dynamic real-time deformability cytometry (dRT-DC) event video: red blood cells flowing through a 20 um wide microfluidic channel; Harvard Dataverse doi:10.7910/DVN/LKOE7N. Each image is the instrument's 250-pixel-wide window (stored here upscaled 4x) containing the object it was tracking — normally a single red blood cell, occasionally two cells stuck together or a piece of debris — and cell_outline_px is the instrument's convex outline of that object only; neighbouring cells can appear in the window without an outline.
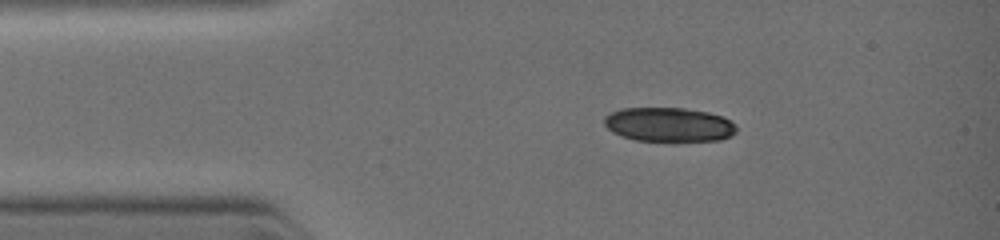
{"species": "common noctule bat (a hibernating species)", "species_latin": "Nyctalus noctula", "temperature_condition": "warm", "stored_images_in_passage": 9, "camera_frame_rate_fps": 3000, "um_per_image_px": 0.085, "animal": {"sex": "female", "body_mass_g": 19.0, "forearm_length_mm": 51.5}, "frame": {"image": 1, "passage_image": 1, "time_ms": 0.0, "image_size_px": [1000, 240], "cell_outline_px": [[736, 132], [732, 136], [720, 140], [636, 140], [620, 136], [612, 132], [604, 124], [604, 116], [608, 112], [620, 108], [684, 108], [708, 112], [724, 116], [736, 124]], "centroid_in_image_um": [56.84, 10.57], "position_along_channel_um": 28.2, "area_um2": 26.47}}